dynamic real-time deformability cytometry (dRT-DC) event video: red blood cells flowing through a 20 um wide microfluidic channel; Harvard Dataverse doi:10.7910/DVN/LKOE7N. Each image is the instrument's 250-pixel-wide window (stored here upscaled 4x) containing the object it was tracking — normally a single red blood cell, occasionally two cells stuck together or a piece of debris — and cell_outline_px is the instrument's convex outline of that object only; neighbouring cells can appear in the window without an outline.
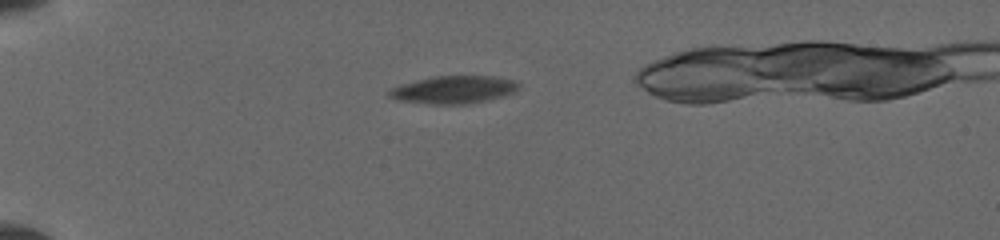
{"species": "common noctule bat (a hibernating species)", "species_latin": "Nyctalus noctula", "temperature_condition": "cold", "stored_images_in_passage": 36, "camera_frame_rate_fps": 3000, "um_per_image_px": 0.085, "animal": {"sex": "female", "body_mass_g": 19.5, "forearm_length_mm": 54.1}, "frame": {"image": 1, "passage_image": 2, "time_ms": 0.333, "image_size_px": [1000, 240], "cell_outline_px": [[520, 84], [512, 92], [500, 96], [464, 104], [432, 104], [400, 100], [388, 96], [388, 92], [392, 88], [400, 84], [436, 76], [492, 76], [512, 80]], "centroid_in_image_um": [38.51, 7.61], "position_along_channel_um": 46.5, "area_um2": 20.23}}
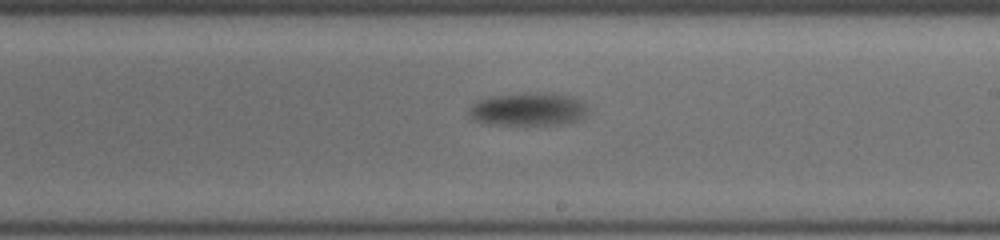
{"frame": {"image": 2, "passage_image": 23, "time_ms": 7.0, "image_size_px": [1000, 240], "cell_outline_px": [[584, 116], [576, 120], [552, 124], [488, 124], [476, 120], [468, 112], [480, 100], [492, 96], [524, 92], [564, 96], [576, 100], [584, 104]], "centroid_in_image_um": [44.82, 9.29], "position_along_channel_um": 244.2, "area_um2": 21.62}}
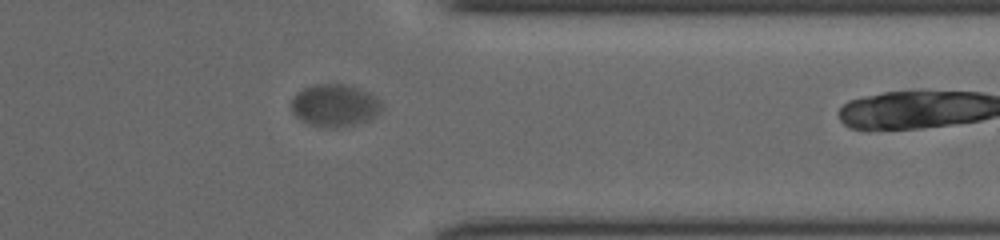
{"frame": {"image": 3, "passage_image": 35, "time_ms": 11.0, "image_size_px": [1000, 240], "cell_outline_px": [[380, 112], [376, 116], [368, 120], [336, 128], [332, 128], [308, 124], [296, 116], [292, 112], [292, 100], [304, 88], [316, 84], [348, 84], [368, 92], [380, 100]], "centroid_in_image_um": [28.46, 8.96], "position_along_channel_um": 382.9, "area_um2": 21.96}}